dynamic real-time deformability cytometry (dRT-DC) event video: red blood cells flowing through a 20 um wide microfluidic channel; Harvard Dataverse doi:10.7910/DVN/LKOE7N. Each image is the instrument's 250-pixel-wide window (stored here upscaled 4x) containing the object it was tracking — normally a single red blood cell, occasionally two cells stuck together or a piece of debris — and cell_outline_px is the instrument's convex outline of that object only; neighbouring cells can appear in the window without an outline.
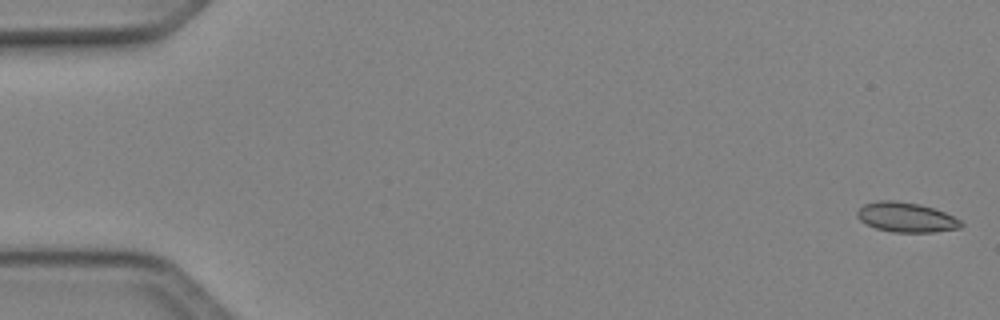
{"species": "Egyptian fruit bat (a non-hibernating species)", "species_latin": "Rousettus aegyptiacus", "temperature_condition": "cold", "stored_images_in_passage": 49, "camera_frame_rate_fps": 3000, "um_per_image_px": 0.085, "animal": {"sex": "female"}, "frame": {"image": 1, "passage_image": 1, "time_ms": 0.0, "image_size_px": [1000, 320], "cell_outline_px": [[964, 224], [960, 228], [932, 232], [892, 232], [876, 228], [860, 220], [856, 216], [856, 212], [864, 204], [876, 200], [896, 200], [920, 204], [944, 212], [960, 220]], "centroid_in_image_um": [77.0, 18.46], "position_along_channel_um": 8.0, "area_um2": 17.98}}
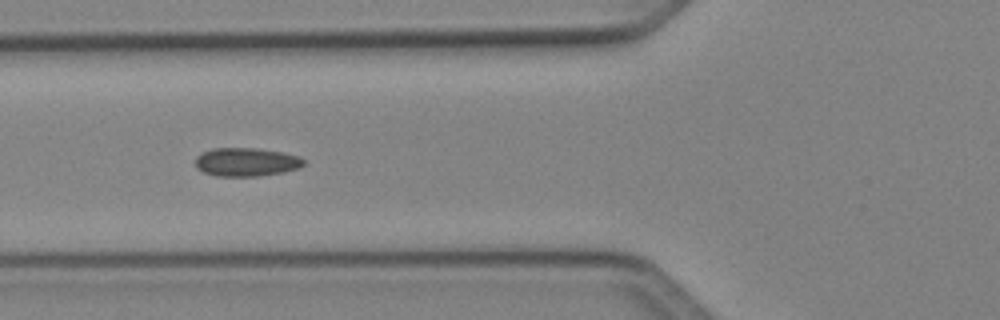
{"frame": {"image": 2, "passage_image": 19, "time_ms": 6.0, "image_size_px": [1000, 320], "cell_outline_px": [[304, 164], [300, 168], [284, 172], [260, 176], [216, 176], [204, 172], [196, 168], [196, 156], [212, 148], [260, 148], [284, 152], [296, 156], [304, 160]], "centroid_in_image_um": [20.94, 13.77], "position_along_channel_um": 104.9, "area_um2": 18.09}}
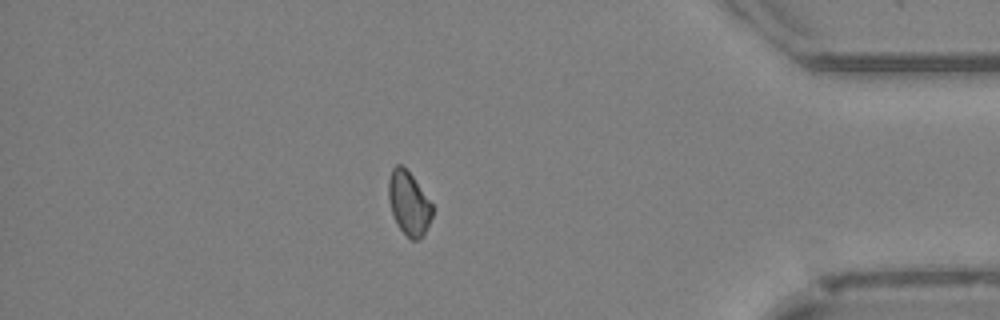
{"frame": {"image": 3, "passage_image": 43, "time_ms": 14.0, "image_size_px": [1000, 320], "cell_outline_px": [[432, 216], [424, 236], [420, 240], [412, 240], [396, 224], [388, 200], [388, 180], [392, 168], [396, 164], [400, 164], [412, 176], [432, 204]], "centroid_in_image_um": [34.73, 17.3], "position_along_channel_um": 400.5, "area_um2": 16.13}, "authors_computed_cell_mechanics": {"area_um2": 17.2822, "velocity_mm_per_s": 4.1396, "shape_relaxation_time_tau1_ms": 4.5049, "shape_relaxation_time_tau2_ms": 3.7522, "deformation_change_tau1": 0.0752, "deformation_change_tau2": 0.0914}}